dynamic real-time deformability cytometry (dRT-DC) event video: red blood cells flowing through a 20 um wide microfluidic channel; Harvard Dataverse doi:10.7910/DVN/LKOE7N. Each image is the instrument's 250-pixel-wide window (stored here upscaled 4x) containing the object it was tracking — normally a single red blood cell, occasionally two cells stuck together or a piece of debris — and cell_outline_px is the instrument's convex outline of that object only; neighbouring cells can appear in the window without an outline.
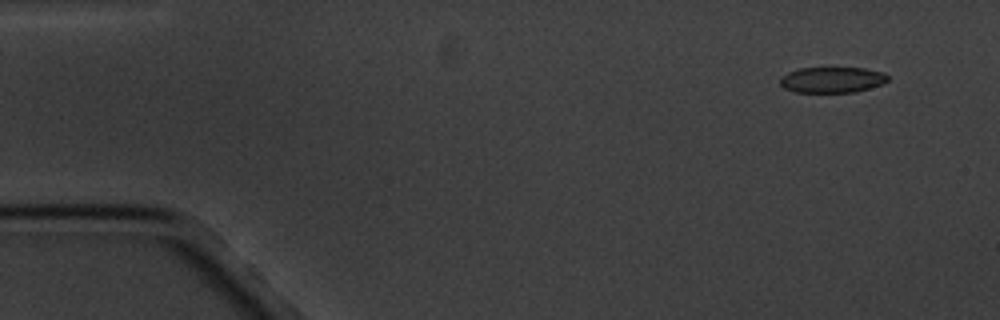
{"species": "common noctule bat (a hibernating species)", "species_latin": "Nyctalus noctula", "temperature_condition": "cold", "stored_images_in_passage": 6, "camera_frame_rate_fps": 3000, "um_per_image_px": 0.085, "animal": {"sex": "male", "body_mass_g": 20.1, "forearm_length_mm": 53.5}, "frame": {"image": 1, "passage_image": 2, "time_ms": 1.333, "image_size_px": [1000, 320], "cell_outline_px": [[888, 80], [884, 84], [856, 92], [796, 92], [784, 88], [780, 84], [780, 76], [788, 72], [800, 68], [864, 68], [884, 72], [888, 76]], "centroid_in_image_um": [70.75, 6.78], "position_along_channel_um": 14.3, "area_um2": 16.3}}
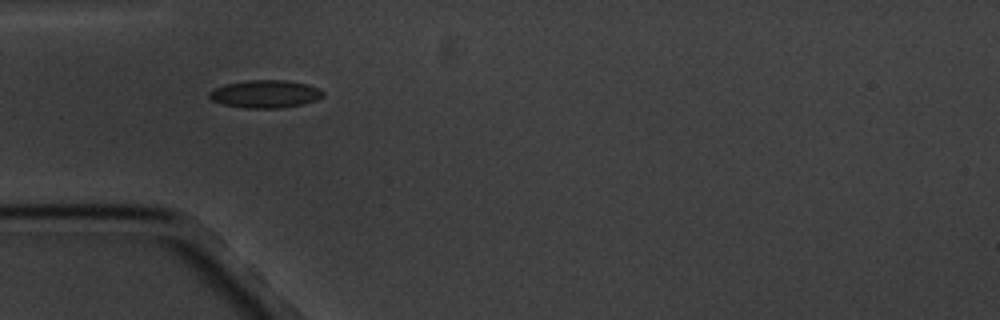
{"frame": {"image": 2, "passage_image": 5, "time_ms": 5.667, "image_size_px": [1000, 320], "cell_outline_px": [[324, 96], [316, 100], [304, 104], [280, 108], [244, 108], [224, 104], [212, 100], [208, 96], [208, 92], [224, 84], [248, 80], [284, 80], [304, 84], [320, 88], [324, 92]], "centroid_in_image_um": [22.56, 7.99], "position_along_channel_um": 62.4, "area_um2": 18.38}}
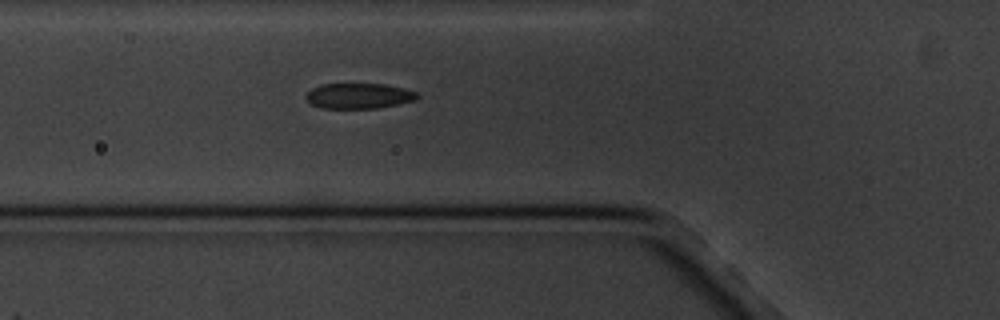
{"frame": {"image": 3, "passage_image": 6, "time_ms": 6.667, "image_size_px": [1000, 320], "cell_outline_px": [[420, 96], [416, 100], [400, 104], [380, 108], [320, 108], [312, 104], [304, 96], [312, 88], [320, 84], [384, 84], [404, 88], [416, 92]], "centroid_in_image_um": [30.52, 8.15], "position_along_channel_um": 95.3, "area_um2": 16.59}}